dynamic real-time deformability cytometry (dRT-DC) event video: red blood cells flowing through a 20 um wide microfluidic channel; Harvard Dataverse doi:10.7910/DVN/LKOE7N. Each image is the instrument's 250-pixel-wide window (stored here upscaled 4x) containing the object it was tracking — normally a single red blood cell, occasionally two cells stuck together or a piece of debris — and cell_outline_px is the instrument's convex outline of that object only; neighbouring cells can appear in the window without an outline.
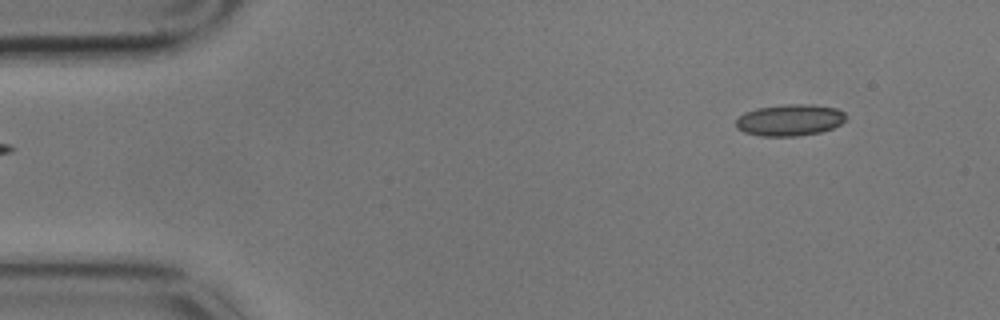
{"species": "common noctule bat (a hibernating species)", "species_latin": "Nyctalus noctula", "temperature_condition": "cold", "stored_images_in_passage": 5, "segment_of_instrument_passage": [2, 2], "camera_frame_rate_fps": 3000, "um_per_image_px": 0.085, "animal": {"sex": "male", "body_mass_g": 17.9}, "frame": {"image": 1, "passage_image": 5, "time_ms": 1.333, "image_size_px": [1000, 320], "cell_outline_px": [[848, 116], [840, 124], [832, 128], [820, 132], [796, 136], [760, 136], [744, 132], [736, 128], [736, 120], [744, 112], [756, 108], [788, 104], [812, 104], [836, 108], [844, 112]], "centroid_in_image_um": [67.13, 10.2], "position_along_channel_um": 17.9, "area_um2": 20.29}}